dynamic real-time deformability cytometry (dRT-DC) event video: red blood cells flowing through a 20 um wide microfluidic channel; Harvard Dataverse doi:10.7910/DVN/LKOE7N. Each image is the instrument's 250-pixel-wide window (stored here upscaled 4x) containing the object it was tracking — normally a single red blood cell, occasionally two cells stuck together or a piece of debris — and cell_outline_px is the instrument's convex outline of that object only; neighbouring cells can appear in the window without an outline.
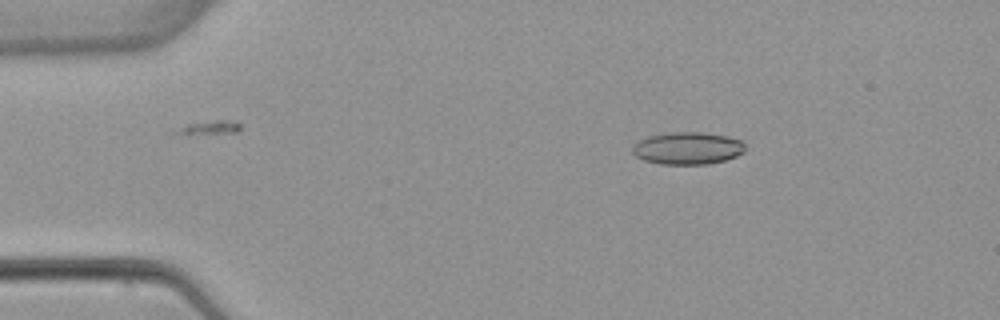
{"species": "common noctule bat (a hibernating species)", "species_latin": "Nyctalus noctula", "temperature_condition": "warm", "stored_images_in_passage": 2, "camera_frame_rate_fps": 3000, "um_per_image_px": 0.085, "animal": {"sex": "female", "body_mass_g": 22.7, "forearm_length_mm": 54.2}, "frame": {"image": 1, "passage_image": 2, "time_ms": 1.333, "image_size_px": [1000, 320], "cell_outline_px": [[744, 152], [736, 156], [724, 160], [708, 164], [660, 164], [644, 160], [636, 156], [632, 152], [632, 148], [640, 140], [648, 136], [672, 132], [704, 132], [728, 136], [744, 140]], "centroid_in_image_um": [58.48, 12.59], "position_along_channel_um": 26.5, "area_um2": 21.27}}